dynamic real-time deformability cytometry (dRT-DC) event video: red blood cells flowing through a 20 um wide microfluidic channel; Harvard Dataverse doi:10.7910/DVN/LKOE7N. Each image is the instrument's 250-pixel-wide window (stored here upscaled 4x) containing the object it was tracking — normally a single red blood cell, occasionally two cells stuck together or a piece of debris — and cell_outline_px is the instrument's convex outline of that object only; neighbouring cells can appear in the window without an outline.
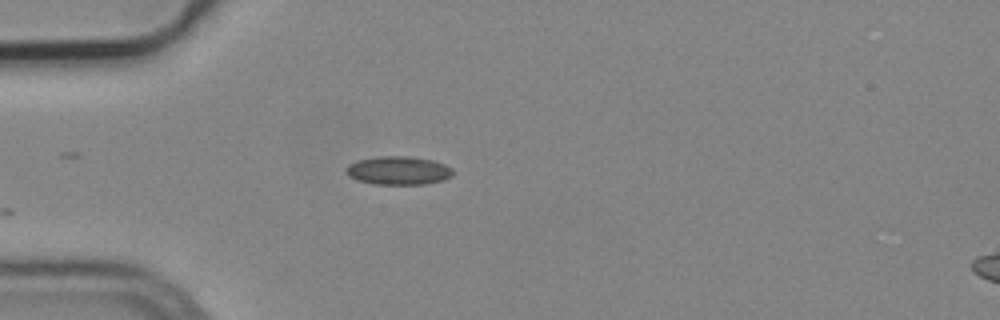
{"species": "common noctule bat (a hibernating species)", "species_latin": "Nyctalus noctula", "temperature_condition": "cold", "stored_images_in_passage": 5, "camera_frame_rate_fps": 3000, "um_per_image_px": 0.085, "animal": {"sex": "male", "body_mass_g": 19.2, "forearm_length_mm": 51.8}, "frame": {"image": 1, "passage_image": 5, "time_ms": 1.333, "image_size_px": [1000, 320], "cell_outline_px": [[452, 176], [444, 180], [424, 184], [372, 184], [356, 180], [348, 176], [344, 172], [344, 168], [348, 164], [356, 160], [380, 156], [404, 156], [432, 160], [444, 164], [452, 168]], "centroid_in_image_um": [33.8, 14.5], "position_along_channel_um": 51.2, "area_um2": 17.86}}